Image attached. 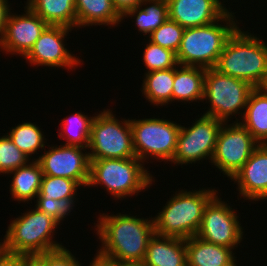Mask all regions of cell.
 I'll use <instances>...</instances> for the list:
<instances>
[{
	"mask_svg": "<svg viewBox=\"0 0 267 266\" xmlns=\"http://www.w3.org/2000/svg\"><path fill=\"white\" fill-rule=\"evenodd\" d=\"M20 266H46V253L20 255Z\"/></svg>",
	"mask_w": 267,
	"mask_h": 266,
	"instance_id": "d590c367",
	"label": "cell"
},
{
	"mask_svg": "<svg viewBox=\"0 0 267 266\" xmlns=\"http://www.w3.org/2000/svg\"><path fill=\"white\" fill-rule=\"evenodd\" d=\"M117 13L123 17L128 11L135 9L143 3V0H112Z\"/></svg>",
	"mask_w": 267,
	"mask_h": 266,
	"instance_id": "e575fe53",
	"label": "cell"
},
{
	"mask_svg": "<svg viewBox=\"0 0 267 266\" xmlns=\"http://www.w3.org/2000/svg\"><path fill=\"white\" fill-rule=\"evenodd\" d=\"M143 64L149 73L152 71L175 68L178 65L176 53L148 40L143 51Z\"/></svg>",
	"mask_w": 267,
	"mask_h": 266,
	"instance_id": "f546056e",
	"label": "cell"
},
{
	"mask_svg": "<svg viewBox=\"0 0 267 266\" xmlns=\"http://www.w3.org/2000/svg\"><path fill=\"white\" fill-rule=\"evenodd\" d=\"M24 12L22 15L10 12L4 34L0 38L1 52L24 57L48 26L27 5Z\"/></svg>",
	"mask_w": 267,
	"mask_h": 266,
	"instance_id": "9a60e30c",
	"label": "cell"
},
{
	"mask_svg": "<svg viewBox=\"0 0 267 266\" xmlns=\"http://www.w3.org/2000/svg\"><path fill=\"white\" fill-rule=\"evenodd\" d=\"M25 5L48 25L77 28L75 0H27Z\"/></svg>",
	"mask_w": 267,
	"mask_h": 266,
	"instance_id": "7402d4cb",
	"label": "cell"
},
{
	"mask_svg": "<svg viewBox=\"0 0 267 266\" xmlns=\"http://www.w3.org/2000/svg\"><path fill=\"white\" fill-rule=\"evenodd\" d=\"M119 266H147L144 262H132V263H123L118 264Z\"/></svg>",
	"mask_w": 267,
	"mask_h": 266,
	"instance_id": "ab89813d",
	"label": "cell"
},
{
	"mask_svg": "<svg viewBox=\"0 0 267 266\" xmlns=\"http://www.w3.org/2000/svg\"><path fill=\"white\" fill-rule=\"evenodd\" d=\"M73 29L64 26L48 25L36 40L30 51L24 56L31 66H46L57 69H74L83 61L71 53L65 46V38Z\"/></svg>",
	"mask_w": 267,
	"mask_h": 266,
	"instance_id": "5bb4252c",
	"label": "cell"
},
{
	"mask_svg": "<svg viewBox=\"0 0 267 266\" xmlns=\"http://www.w3.org/2000/svg\"><path fill=\"white\" fill-rule=\"evenodd\" d=\"M187 266H225L235 256L232 248L216 245L197 236L186 239Z\"/></svg>",
	"mask_w": 267,
	"mask_h": 266,
	"instance_id": "603a6c76",
	"label": "cell"
},
{
	"mask_svg": "<svg viewBox=\"0 0 267 266\" xmlns=\"http://www.w3.org/2000/svg\"><path fill=\"white\" fill-rule=\"evenodd\" d=\"M259 88H261L267 94V77Z\"/></svg>",
	"mask_w": 267,
	"mask_h": 266,
	"instance_id": "b9f144b4",
	"label": "cell"
},
{
	"mask_svg": "<svg viewBox=\"0 0 267 266\" xmlns=\"http://www.w3.org/2000/svg\"><path fill=\"white\" fill-rule=\"evenodd\" d=\"M144 165L137 157L90 160L87 187L103 186L114 200L138 196L155 182V177Z\"/></svg>",
	"mask_w": 267,
	"mask_h": 266,
	"instance_id": "5b68a950",
	"label": "cell"
},
{
	"mask_svg": "<svg viewBox=\"0 0 267 266\" xmlns=\"http://www.w3.org/2000/svg\"><path fill=\"white\" fill-rule=\"evenodd\" d=\"M87 149L61 143L60 146L51 145L48 151L44 149L43 154L32 160L39 162L43 175L69 178L87 188L90 170Z\"/></svg>",
	"mask_w": 267,
	"mask_h": 266,
	"instance_id": "4fadbf2b",
	"label": "cell"
},
{
	"mask_svg": "<svg viewBox=\"0 0 267 266\" xmlns=\"http://www.w3.org/2000/svg\"><path fill=\"white\" fill-rule=\"evenodd\" d=\"M75 4L78 29L93 25L117 27L123 22L112 0H75Z\"/></svg>",
	"mask_w": 267,
	"mask_h": 266,
	"instance_id": "ffe728a7",
	"label": "cell"
},
{
	"mask_svg": "<svg viewBox=\"0 0 267 266\" xmlns=\"http://www.w3.org/2000/svg\"><path fill=\"white\" fill-rule=\"evenodd\" d=\"M234 14L236 12L228 11L220 20L211 24L185 28L176 53L178 64L214 68L227 39L239 26Z\"/></svg>",
	"mask_w": 267,
	"mask_h": 266,
	"instance_id": "277c9868",
	"label": "cell"
},
{
	"mask_svg": "<svg viewBox=\"0 0 267 266\" xmlns=\"http://www.w3.org/2000/svg\"><path fill=\"white\" fill-rule=\"evenodd\" d=\"M30 158L25 155L13 143L7 134L0 136V174H7L25 166L30 162Z\"/></svg>",
	"mask_w": 267,
	"mask_h": 266,
	"instance_id": "1f68e13d",
	"label": "cell"
},
{
	"mask_svg": "<svg viewBox=\"0 0 267 266\" xmlns=\"http://www.w3.org/2000/svg\"><path fill=\"white\" fill-rule=\"evenodd\" d=\"M11 10L8 0H0V38L4 34L6 22Z\"/></svg>",
	"mask_w": 267,
	"mask_h": 266,
	"instance_id": "8d00e7d4",
	"label": "cell"
},
{
	"mask_svg": "<svg viewBox=\"0 0 267 266\" xmlns=\"http://www.w3.org/2000/svg\"><path fill=\"white\" fill-rule=\"evenodd\" d=\"M230 180L237 183L240 198L267 200V144H260Z\"/></svg>",
	"mask_w": 267,
	"mask_h": 266,
	"instance_id": "2e32d148",
	"label": "cell"
},
{
	"mask_svg": "<svg viewBox=\"0 0 267 266\" xmlns=\"http://www.w3.org/2000/svg\"><path fill=\"white\" fill-rule=\"evenodd\" d=\"M141 92L144 98L154 106H166L172 103L174 68L144 73Z\"/></svg>",
	"mask_w": 267,
	"mask_h": 266,
	"instance_id": "d4e9b609",
	"label": "cell"
},
{
	"mask_svg": "<svg viewBox=\"0 0 267 266\" xmlns=\"http://www.w3.org/2000/svg\"><path fill=\"white\" fill-rule=\"evenodd\" d=\"M237 28L227 39L214 69L260 87L267 77V43Z\"/></svg>",
	"mask_w": 267,
	"mask_h": 266,
	"instance_id": "7a4b0ae2",
	"label": "cell"
},
{
	"mask_svg": "<svg viewBox=\"0 0 267 266\" xmlns=\"http://www.w3.org/2000/svg\"><path fill=\"white\" fill-rule=\"evenodd\" d=\"M218 194L206 205L196 236L207 242L234 250L238 244L241 245L244 227L241 226L242 223L235 209L230 207L226 201H222Z\"/></svg>",
	"mask_w": 267,
	"mask_h": 266,
	"instance_id": "7c38bea8",
	"label": "cell"
},
{
	"mask_svg": "<svg viewBox=\"0 0 267 266\" xmlns=\"http://www.w3.org/2000/svg\"><path fill=\"white\" fill-rule=\"evenodd\" d=\"M88 266H119L117 263L109 261L99 255L95 254V257Z\"/></svg>",
	"mask_w": 267,
	"mask_h": 266,
	"instance_id": "f35d334b",
	"label": "cell"
},
{
	"mask_svg": "<svg viewBox=\"0 0 267 266\" xmlns=\"http://www.w3.org/2000/svg\"><path fill=\"white\" fill-rule=\"evenodd\" d=\"M0 266H20V255L2 250L0 252Z\"/></svg>",
	"mask_w": 267,
	"mask_h": 266,
	"instance_id": "74e56055",
	"label": "cell"
},
{
	"mask_svg": "<svg viewBox=\"0 0 267 266\" xmlns=\"http://www.w3.org/2000/svg\"><path fill=\"white\" fill-rule=\"evenodd\" d=\"M259 144H267V94L255 87L248 98L242 119L236 118Z\"/></svg>",
	"mask_w": 267,
	"mask_h": 266,
	"instance_id": "44dd1931",
	"label": "cell"
},
{
	"mask_svg": "<svg viewBox=\"0 0 267 266\" xmlns=\"http://www.w3.org/2000/svg\"><path fill=\"white\" fill-rule=\"evenodd\" d=\"M94 228L101 246L97 255L117 264L143 262L148 243L155 235L154 221L137 215H99Z\"/></svg>",
	"mask_w": 267,
	"mask_h": 266,
	"instance_id": "6da1fadb",
	"label": "cell"
},
{
	"mask_svg": "<svg viewBox=\"0 0 267 266\" xmlns=\"http://www.w3.org/2000/svg\"><path fill=\"white\" fill-rule=\"evenodd\" d=\"M32 161V162H31ZM25 166L8 173L13 175L10 184V195L14 201L26 203L34 200L40 191L43 178L41 166L37 160H31Z\"/></svg>",
	"mask_w": 267,
	"mask_h": 266,
	"instance_id": "cb8c5ba5",
	"label": "cell"
},
{
	"mask_svg": "<svg viewBox=\"0 0 267 266\" xmlns=\"http://www.w3.org/2000/svg\"><path fill=\"white\" fill-rule=\"evenodd\" d=\"M8 224L3 238V250L15 254H42L63 248L54 240L60 224L36 207L21 213Z\"/></svg>",
	"mask_w": 267,
	"mask_h": 266,
	"instance_id": "8992f818",
	"label": "cell"
},
{
	"mask_svg": "<svg viewBox=\"0 0 267 266\" xmlns=\"http://www.w3.org/2000/svg\"><path fill=\"white\" fill-rule=\"evenodd\" d=\"M143 262L147 266H187L186 239L155 234Z\"/></svg>",
	"mask_w": 267,
	"mask_h": 266,
	"instance_id": "ac0fdd59",
	"label": "cell"
},
{
	"mask_svg": "<svg viewBox=\"0 0 267 266\" xmlns=\"http://www.w3.org/2000/svg\"><path fill=\"white\" fill-rule=\"evenodd\" d=\"M0 252L3 250V241H2V239H0Z\"/></svg>",
	"mask_w": 267,
	"mask_h": 266,
	"instance_id": "7bdbcfd3",
	"label": "cell"
},
{
	"mask_svg": "<svg viewBox=\"0 0 267 266\" xmlns=\"http://www.w3.org/2000/svg\"><path fill=\"white\" fill-rule=\"evenodd\" d=\"M13 143L30 159L37 153L38 150L45 149L47 143L44 132L40 127L32 122H23L17 124L15 127H11L9 133H6Z\"/></svg>",
	"mask_w": 267,
	"mask_h": 266,
	"instance_id": "83f0119b",
	"label": "cell"
},
{
	"mask_svg": "<svg viewBox=\"0 0 267 266\" xmlns=\"http://www.w3.org/2000/svg\"><path fill=\"white\" fill-rule=\"evenodd\" d=\"M133 148L143 163L150 160L171 162L177 148L181 124L163 118L130 119Z\"/></svg>",
	"mask_w": 267,
	"mask_h": 266,
	"instance_id": "9c48e42d",
	"label": "cell"
},
{
	"mask_svg": "<svg viewBox=\"0 0 267 266\" xmlns=\"http://www.w3.org/2000/svg\"><path fill=\"white\" fill-rule=\"evenodd\" d=\"M94 117L95 115L89 117L85 113L78 111L64 118L60 122L61 129L58 127V130H61L58 136L62 138L61 140H66L63 144L88 148Z\"/></svg>",
	"mask_w": 267,
	"mask_h": 266,
	"instance_id": "4316f807",
	"label": "cell"
},
{
	"mask_svg": "<svg viewBox=\"0 0 267 266\" xmlns=\"http://www.w3.org/2000/svg\"><path fill=\"white\" fill-rule=\"evenodd\" d=\"M217 193L212 187L176 191L153 217L155 234L182 239L196 236L203 211Z\"/></svg>",
	"mask_w": 267,
	"mask_h": 266,
	"instance_id": "3957f363",
	"label": "cell"
},
{
	"mask_svg": "<svg viewBox=\"0 0 267 266\" xmlns=\"http://www.w3.org/2000/svg\"><path fill=\"white\" fill-rule=\"evenodd\" d=\"M254 88L245 80L222 74L214 68L206 69L203 102L206 100L205 103L210 106L203 115L214 117L223 123H229L236 114H241L242 118Z\"/></svg>",
	"mask_w": 267,
	"mask_h": 266,
	"instance_id": "52a82bcc",
	"label": "cell"
},
{
	"mask_svg": "<svg viewBox=\"0 0 267 266\" xmlns=\"http://www.w3.org/2000/svg\"><path fill=\"white\" fill-rule=\"evenodd\" d=\"M260 144L240 123H223L210 163L231 179Z\"/></svg>",
	"mask_w": 267,
	"mask_h": 266,
	"instance_id": "8fae6325",
	"label": "cell"
},
{
	"mask_svg": "<svg viewBox=\"0 0 267 266\" xmlns=\"http://www.w3.org/2000/svg\"><path fill=\"white\" fill-rule=\"evenodd\" d=\"M95 115L88 146L89 159L136 157L130 119L122 118L120 121L108 108Z\"/></svg>",
	"mask_w": 267,
	"mask_h": 266,
	"instance_id": "ba28073f",
	"label": "cell"
},
{
	"mask_svg": "<svg viewBox=\"0 0 267 266\" xmlns=\"http://www.w3.org/2000/svg\"><path fill=\"white\" fill-rule=\"evenodd\" d=\"M76 198L67 199H36V207L40 212H44L47 215L55 219L59 224L62 223L67 216L70 215L73 210ZM62 221V222H61Z\"/></svg>",
	"mask_w": 267,
	"mask_h": 266,
	"instance_id": "d6a6232c",
	"label": "cell"
},
{
	"mask_svg": "<svg viewBox=\"0 0 267 266\" xmlns=\"http://www.w3.org/2000/svg\"><path fill=\"white\" fill-rule=\"evenodd\" d=\"M46 266H82V264L69 249L63 247L46 252Z\"/></svg>",
	"mask_w": 267,
	"mask_h": 266,
	"instance_id": "836d02e7",
	"label": "cell"
},
{
	"mask_svg": "<svg viewBox=\"0 0 267 266\" xmlns=\"http://www.w3.org/2000/svg\"><path fill=\"white\" fill-rule=\"evenodd\" d=\"M193 122L188 127L181 125L179 130L176 152L171 161L176 166L212 160L223 122L203 114Z\"/></svg>",
	"mask_w": 267,
	"mask_h": 266,
	"instance_id": "30bf717a",
	"label": "cell"
},
{
	"mask_svg": "<svg viewBox=\"0 0 267 266\" xmlns=\"http://www.w3.org/2000/svg\"><path fill=\"white\" fill-rule=\"evenodd\" d=\"M129 17L135 19V26L144 37L149 36L169 18L168 2L167 0H143L140 6L128 11L122 20Z\"/></svg>",
	"mask_w": 267,
	"mask_h": 266,
	"instance_id": "484cf974",
	"label": "cell"
},
{
	"mask_svg": "<svg viewBox=\"0 0 267 266\" xmlns=\"http://www.w3.org/2000/svg\"><path fill=\"white\" fill-rule=\"evenodd\" d=\"M81 186L72 179L43 175L40 191L36 199H67L77 198Z\"/></svg>",
	"mask_w": 267,
	"mask_h": 266,
	"instance_id": "f1b7e54d",
	"label": "cell"
},
{
	"mask_svg": "<svg viewBox=\"0 0 267 266\" xmlns=\"http://www.w3.org/2000/svg\"><path fill=\"white\" fill-rule=\"evenodd\" d=\"M205 74L206 68L178 64L174 68L172 102H203Z\"/></svg>",
	"mask_w": 267,
	"mask_h": 266,
	"instance_id": "d6986e66",
	"label": "cell"
},
{
	"mask_svg": "<svg viewBox=\"0 0 267 266\" xmlns=\"http://www.w3.org/2000/svg\"><path fill=\"white\" fill-rule=\"evenodd\" d=\"M184 31L185 28L168 18L148 36L149 38L147 37V40L149 39L153 44L177 53L181 45Z\"/></svg>",
	"mask_w": 267,
	"mask_h": 266,
	"instance_id": "4dcf8cb0",
	"label": "cell"
},
{
	"mask_svg": "<svg viewBox=\"0 0 267 266\" xmlns=\"http://www.w3.org/2000/svg\"><path fill=\"white\" fill-rule=\"evenodd\" d=\"M167 0L169 19L183 28H193L220 20L228 11L222 0Z\"/></svg>",
	"mask_w": 267,
	"mask_h": 266,
	"instance_id": "e0dca14e",
	"label": "cell"
},
{
	"mask_svg": "<svg viewBox=\"0 0 267 266\" xmlns=\"http://www.w3.org/2000/svg\"><path fill=\"white\" fill-rule=\"evenodd\" d=\"M237 257H234L232 260H230L225 266H238L237 264Z\"/></svg>",
	"mask_w": 267,
	"mask_h": 266,
	"instance_id": "60d3db41",
	"label": "cell"
}]
</instances>
